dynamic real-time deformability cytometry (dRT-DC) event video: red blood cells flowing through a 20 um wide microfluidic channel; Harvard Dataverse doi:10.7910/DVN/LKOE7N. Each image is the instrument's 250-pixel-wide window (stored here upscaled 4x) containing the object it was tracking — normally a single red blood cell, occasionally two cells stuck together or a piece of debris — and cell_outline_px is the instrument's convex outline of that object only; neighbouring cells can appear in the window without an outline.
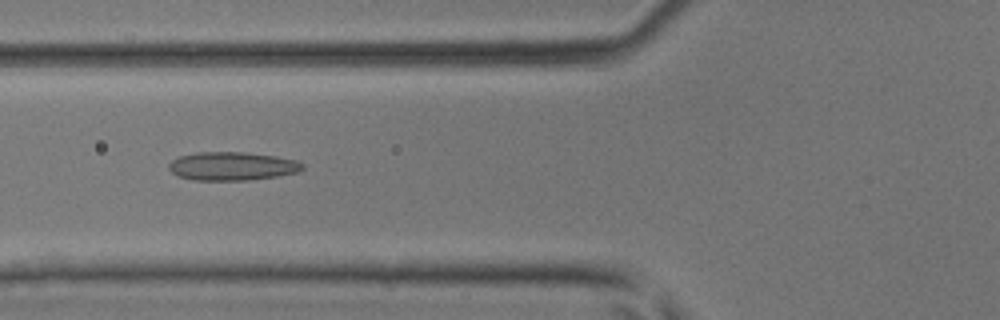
{"species": "common noctule bat (a hibernating species)", "species_latin": "Nyctalus noctula", "temperature_condition": "room temperature", "stored_images_in_passage": 42, "camera_frame_rate_fps": 3000, "um_per_image_px": 0.085, "animal": {"sex": "male", "body_mass_g": 17.9, "forearm_length_mm": 54.2}, "frame": {"image": 1, "passage_image": 14, "time_ms": 4.333, "image_size_px": [1000, 320], "cell_outline_px": [[304, 168], [300, 172], [276, 176], [248, 180], [196, 180], [176, 176], [168, 168], [168, 164], [172, 160], [180, 156], [196, 152], [244, 152], [276, 156], [296, 160], [304, 164]], "centroid_in_image_um": [19.74, 14.12], "position_along_channel_um": 106.1, "area_um2": 22.25}}
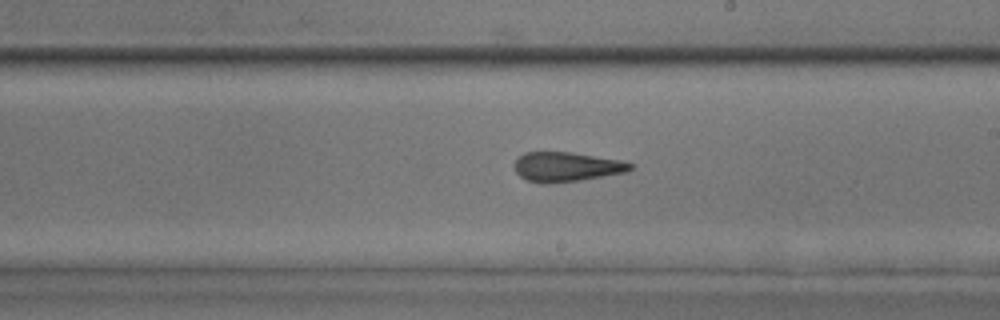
{"frame": {"image": 2, "passage_image": 23, "time_ms": 7.333, "image_size_px": [1000, 320], "cell_outline_px": [[632, 168], [624, 172], [580, 180], [548, 184], [540, 184], [528, 180], [520, 176], [516, 172], [512, 164], [524, 152], [572, 152], [620, 160], [632, 164]], "centroid_in_image_um": [48.08, 14.18], "position_along_channel_um": 240.9, "area_um2": 19.88}}
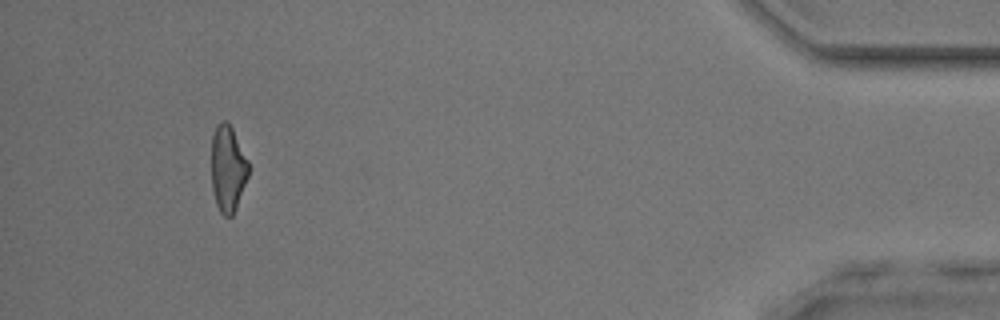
{"frame": {"image": 3, "passage_image": 39, "time_ms": 12.667, "image_size_px": [1000, 320], "cell_outline_px": [[248, 176], [232, 216], [224, 216], [220, 212], [216, 204], [212, 188], [212, 136], [216, 124], [220, 120], [224, 120], [232, 128], [248, 160]], "centroid_in_image_um": [19.35, 14.31], "position_along_channel_um": 415.9, "area_um2": 18.44}}